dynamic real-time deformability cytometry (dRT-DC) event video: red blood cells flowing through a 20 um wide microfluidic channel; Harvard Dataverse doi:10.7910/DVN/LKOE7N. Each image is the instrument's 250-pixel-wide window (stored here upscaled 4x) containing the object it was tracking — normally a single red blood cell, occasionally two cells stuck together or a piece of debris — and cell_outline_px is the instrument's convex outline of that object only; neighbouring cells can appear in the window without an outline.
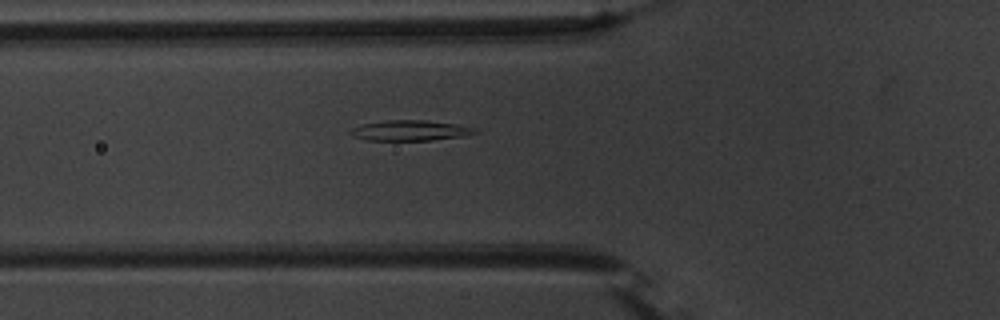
{"species": "common noctule bat (a hibernating species)", "species_latin": "Nyctalus noctula", "temperature_condition": "warm", "stored_images_in_passage": 38, "camera_frame_rate_fps": 3000, "um_per_image_px": 0.085, "animal": {"sex": "male", "body_mass_g": 20.1, "forearm_length_mm": 53.5}, "frame": {"image": 1, "passage_image": 3, "time_ms": 0.667, "image_size_px": [1000, 320], "cell_outline_px": [[480, 132], [464, 136], [432, 140], [368, 140], [356, 136], [348, 132], [352, 128], [364, 124], [388, 120], [424, 120], [456, 124], [476, 128]], "centroid_in_image_um": [34.93, 11.09], "position_along_channel_um": 90.9, "area_um2": 14.62}}
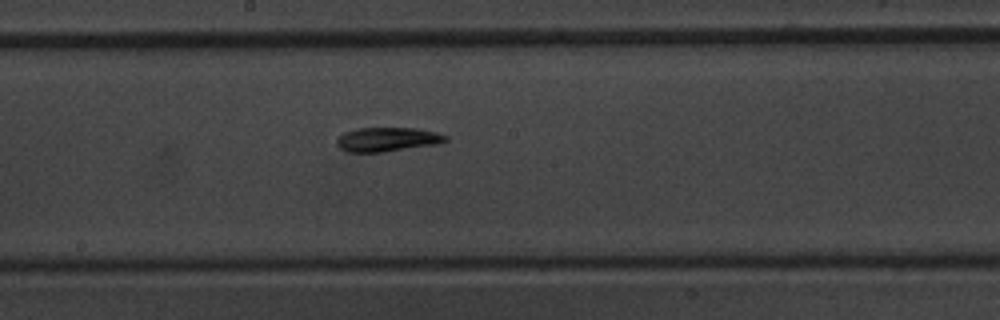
{"frame": {"image": 2, "passage_image": 13, "time_ms": 4.0, "image_size_px": [1000, 320], "cell_outline_px": [[448, 140], [436, 144], [384, 152], [348, 152], [340, 148], [336, 144], [336, 140], [344, 132], [356, 128], [416, 128], [436, 132], [448, 136]], "centroid_in_image_um": [32.91, 11.85], "position_along_channel_um": 215.3, "area_um2": 15.32}}
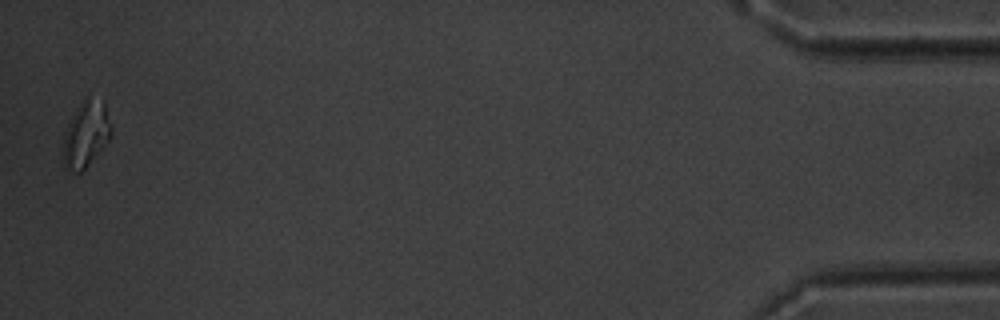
{"frame": {"image": 3, "passage_image": 37, "time_ms": 12.0, "image_size_px": [1000, 320], "cell_outline_px": [[112, 136], [84, 168], [80, 172], [72, 172], [64, 168], [60, 148], [68, 124], [72, 116], [84, 96], [104, 100], [112, 128]], "centroid_in_image_um": [7.28, 11.4], "position_along_channel_um": 427.9, "area_um2": 18.73}, "authors_computed_cell_mechanics": {"area_um2": 15.1436, "velocity_mm_per_s": 3.715, "shape_relaxation_time_tau1_ms": 8.9745, "shape_relaxation_time_tau2_ms": null, "deformation_change_tau1": 0.2089, "deformation_change_tau2": null}}